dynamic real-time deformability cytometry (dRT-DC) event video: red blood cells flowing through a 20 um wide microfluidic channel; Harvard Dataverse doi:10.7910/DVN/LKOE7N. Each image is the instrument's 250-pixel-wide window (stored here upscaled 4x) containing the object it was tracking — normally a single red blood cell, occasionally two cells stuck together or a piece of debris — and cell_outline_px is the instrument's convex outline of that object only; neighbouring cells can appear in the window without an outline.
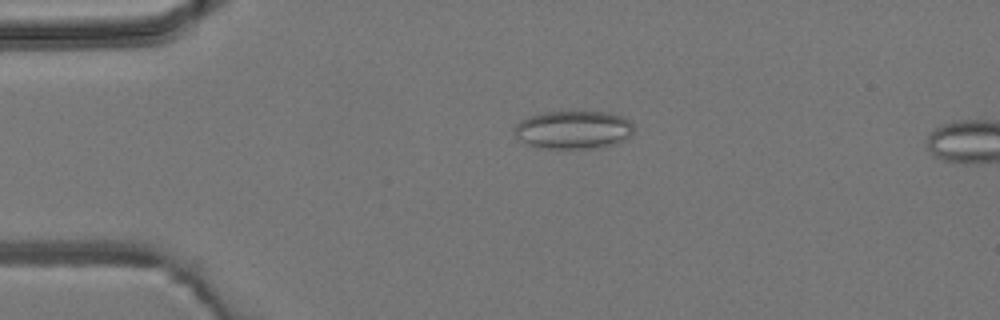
{"species": "common noctule bat (a hibernating species)", "species_latin": "Nyctalus noctula", "temperature_condition": "room temperature", "stored_images_in_passage": 3, "camera_frame_rate_fps": 3000, "um_per_image_px": 0.085, "animal": {"sex": "male", "body_mass_g": 19.2, "forearm_length_mm": 51.8}, "frame": {"image": 1, "passage_image": 2, "time_ms": 1.333, "image_size_px": [1000, 320], "cell_outline_px": [[632, 136], [616, 144], [600, 148], [536, 148], [524, 144], [516, 136], [516, 124], [520, 120], [528, 116], [544, 112], [608, 112], [624, 116], [632, 124]], "centroid_in_image_um": [48.74, 11.04], "position_along_channel_um": 36.3, "area_um2": 26.82}}